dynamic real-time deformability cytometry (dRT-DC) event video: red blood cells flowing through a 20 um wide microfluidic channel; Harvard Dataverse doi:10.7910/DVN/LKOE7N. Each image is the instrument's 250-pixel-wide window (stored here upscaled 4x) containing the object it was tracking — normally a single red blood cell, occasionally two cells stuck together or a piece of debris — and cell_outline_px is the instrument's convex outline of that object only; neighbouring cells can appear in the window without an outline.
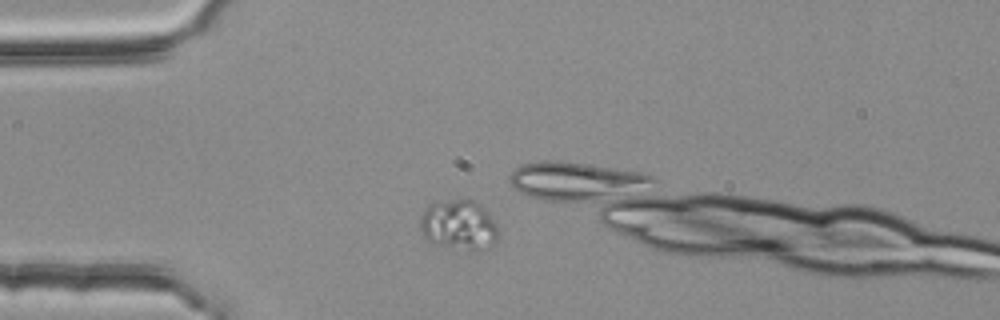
{"species": "common noctule bat (a hibernating species)", "species_latin": "Nyctalus noctula", "temperature_condition": "room temperature", "stored_images_in_passage": 3, "camera_frame_rate_fps": 3000, "um_per_image_px": 0.085, "animal": {"sex": "female", "body_mass_g": 25.1}, "frame": {"image": 1, "passage_image": 2, "time_ms": 0.333, "image_size_px": [1000, 320], "cell_outline_px": [[500, 232], [496, 240], [488, 248], [468, 248], [440, 244], [428, 240], [424, 236], [420, 228], [420, 216], [432, 204], [452, 200], [472, 200], [480, 204], [488, 212], [500, 228]], "centroid_in_image_um": [39.05, 19.09], "position_along_channel_um": 45.9, "area_um2": 22.02}}